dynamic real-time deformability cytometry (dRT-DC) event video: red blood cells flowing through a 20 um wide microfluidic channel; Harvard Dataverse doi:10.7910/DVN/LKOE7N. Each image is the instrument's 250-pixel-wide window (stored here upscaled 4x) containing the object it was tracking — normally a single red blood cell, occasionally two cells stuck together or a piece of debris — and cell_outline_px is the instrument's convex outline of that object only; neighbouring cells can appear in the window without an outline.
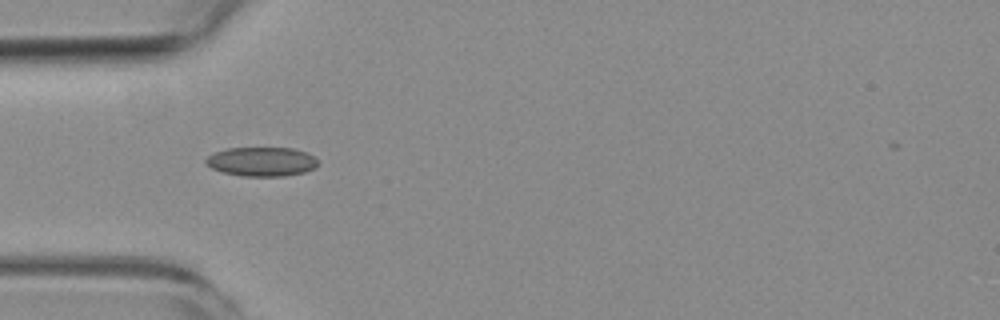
{"species": "common noctule bat (a hibernating species)", "species_latin": "Nyctalus noctula", "temperature_condition": "room temperature", "stored_images_in_passage": 2, "camera_frame_rate_fps": 3000, "um_per_image_px": 0.085, "animal": {"sex": "female", "body_mass_g": 19.3, "forearm_length_mm": 54.1}, "frame": {"image": 1, "passage_image": 1, "time_ms": 0.0, "image_size_px": [1000, 320], "cell_outline_px": [[320, 164], [316, 168], [304, 172], [284, 176], [240, 176], [224, 172], [212, 168], [204, 164], [204, 160], [208, 156], [216, 152], [228, 148], [292, 148], [308, 152]], "centroid_in_image_um": [22.25, 13.74], "position_along_channel_um": 62.7, "area_um2": 19.13}}
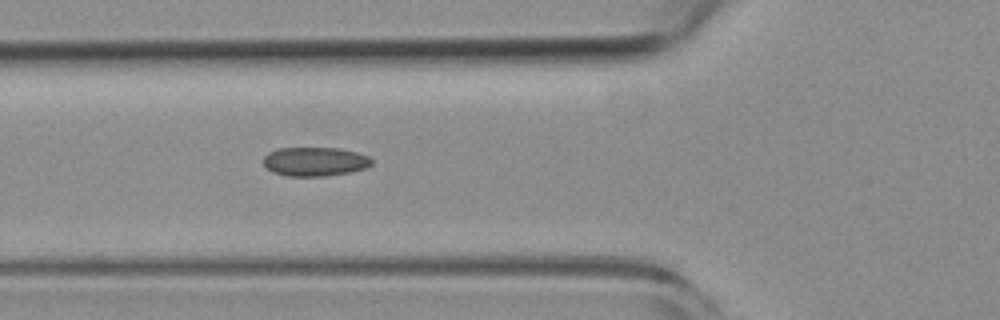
{"frame": {"image": 2, "passage_image": 2, "time_ms": 1.0, "image_size_px": [1000, 320], "cell_outline_px": [[372, 164], [368, 168], [352, 172], [328, 176], [288, 176], [272, 172], [264, 164], [264, 156], [268, 152], [280, 148], [340, 148], [356, 152], [368, 156], [372, 160]], "centroid_in_image_um": [26.8, 13.74], "position_along_channel_um": 99.0, "area_um2": 18.44}}